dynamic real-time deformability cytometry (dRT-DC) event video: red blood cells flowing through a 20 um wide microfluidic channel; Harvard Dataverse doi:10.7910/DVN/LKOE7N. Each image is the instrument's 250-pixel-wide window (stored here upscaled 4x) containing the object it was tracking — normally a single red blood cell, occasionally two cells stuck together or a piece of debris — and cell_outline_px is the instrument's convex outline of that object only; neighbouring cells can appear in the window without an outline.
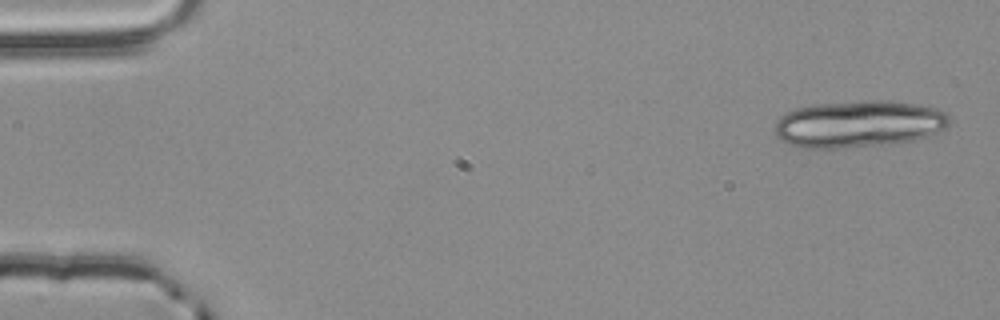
{"species": "common noctule bat (a hibernating species)", "species_latin": "Nyctalus noctula", "temperature_condition": "room temperature", "stored_images_in_passage": 5, "camera_frame_rate_fps": 3000, "um_per_image_px": 0.085, "animal": {"sex": "male", "body_mass_g": 20.4}, "frame": {"image": 1, "passage_image": 1, "time_ms": 0.0, "image_size_px": [1000, 320], "cell_outline_px": [[952, 120], [944, 128], [928, 136], [896, 144], [840, 148], [800, 148], [780, 140], [776, 136], [772, 128], [776, 120], [780, 116], [796, 108], [816, 104], [864, 100], [884, 100], [916, 104], [940, 108]], "centroid_in_image_um": [72.97, 10.54], "position_along_channel_um": 12.0, "area_um2": 48.32}}